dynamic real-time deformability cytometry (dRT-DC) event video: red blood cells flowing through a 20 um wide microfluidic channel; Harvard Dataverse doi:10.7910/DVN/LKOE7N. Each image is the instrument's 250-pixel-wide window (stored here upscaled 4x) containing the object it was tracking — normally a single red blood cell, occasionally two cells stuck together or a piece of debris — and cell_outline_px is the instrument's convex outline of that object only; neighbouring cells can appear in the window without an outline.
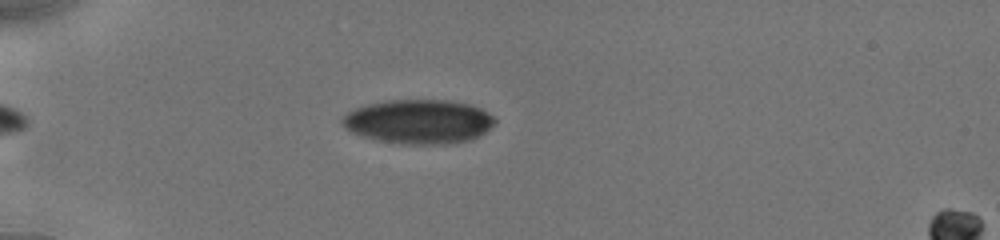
{"species": "human", "species_latin": "Homo sapiens", "temperature_condition": "cold", "stored_images_in_passage": 18, "camera_frame_rate_fps": 3000, "um_per_image_px": 0.085, "donor": {"sex": "male"}, "frame": {"image": 1, "passage_image": 5, "time_ms": 2.333, "image_size_px": [1000, 240], "cell_outline_px": [[496, 120], [480, 136], [468, 140], [444, 144], [404, 144], [376, 140], [352, 132], [340, 120], [348, 112], [356, 108], [368, 104], [388, 100], [448, 100], [468, 104], [480, 108], [492, 116]], "centroid_in_image_um": [35.58, 10.33], "position_along_channel_um": 49.4, "area_um2": 38.84}}
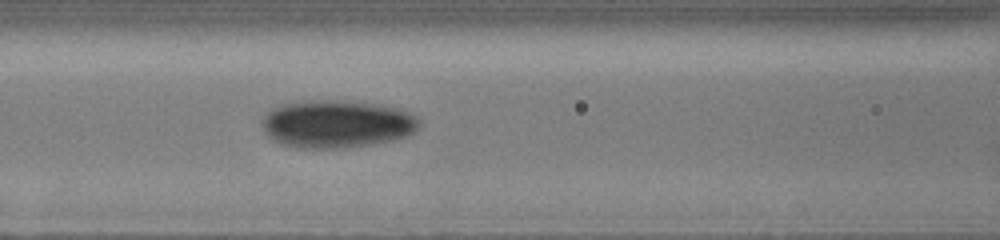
{"frame": {"image": 2, "passage_image": 12, "time_ms": 5.333, "image_size_px": [1000, 240], "cell_outline_px": [[420, 124], [412, 132], [404, 136], [392, 140], [372, 144], [336, 148], [296, 148], [280, 144], [272, 140], [264, 132], [260, 124], [260, 120], [272, 108], [280, 104], [312, 100], [336, 100], [376, 104], [396, 108], [416, 116], [420, 120]], "centroid_in_image_um": [28.54, 10.54], "position_along_channel_um": 138.1, "area_um2": 43.7}}
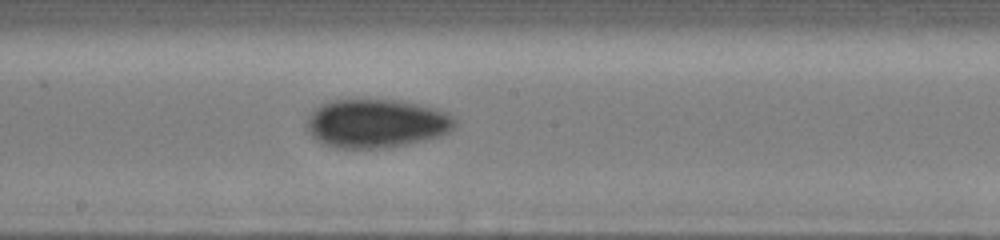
{"frame": {"image": 3, "passage_image": 18, "time_ms": 7.333, "image_size_px": [1000, 240], "cell_outline_px": [[456, 124], [448, 132], [440, 136], [424, 140], [404, 144], [380, 148], [336, 148], [324, 144], [316, 140], [308, 132], [304, 124], [308, 116], [320, 104], [332, 100], [400, 100], [436, 108], [452, 116], [456, 120]], "centroid_in_image_um": [31.95, 10.49], "position_along_channel_um": 216.3, "area_um2": 42.02}}